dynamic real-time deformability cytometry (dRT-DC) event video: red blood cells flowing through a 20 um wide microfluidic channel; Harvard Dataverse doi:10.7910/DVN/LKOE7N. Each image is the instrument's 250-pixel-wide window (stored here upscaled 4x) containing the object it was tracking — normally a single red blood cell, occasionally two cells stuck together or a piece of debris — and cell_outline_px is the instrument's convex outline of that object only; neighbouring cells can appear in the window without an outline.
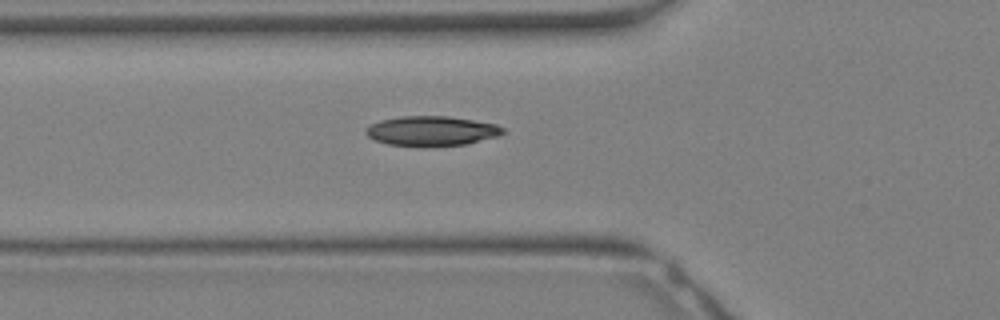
{"species": "Egyptian fruit bat (a non-hibernating species)", "species_latin": "Rousettus aegyptiacus", "temperature_condition": "warm", "stored_images_in_passage": 24, "camera_frame_rate_fps": 3000, "um_per_image_px": 0.085, "animal": {"sex": "female"}, "frame": {"image": 1, "passage_image": 3, "time_ms": 0.667, "image_size_px": [1000, 320], "cell_outline_px": [[504, 132], [496, 136], [468, 144], [420, 148], [388, 144], [376, 140], [368, 136], [364, 132], [364, 128], [380, 120], [400, 116], [448, 116], [496, 124], [504, 128]], "centroid_in_image_um": [36.64, 11.15], "position_along_channel_um": 89.2, "area_um2": 24.1}}
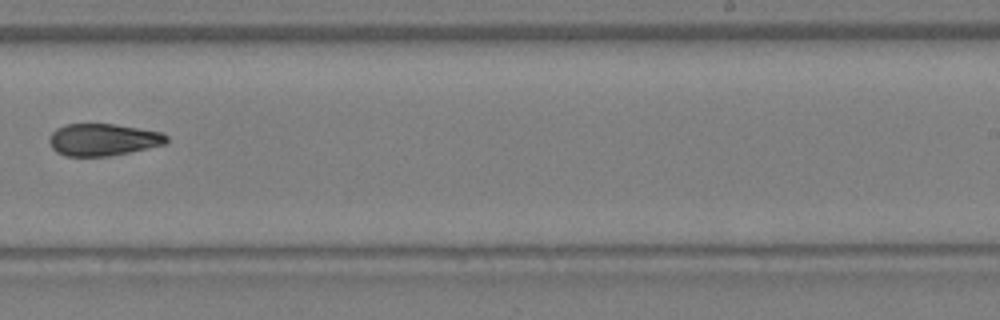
{"frame": {"image": 2, "passage_image": 12, "time_ms": 3.667, "image_size_px": [1000, 320], "cell_outline_px": [[168, 144], [108, 156], [64, 156], [56, 152], [52, 148], [48, 140], [48, 136], [56, 128], [64, 124], [112, 124], [164, 132], [168, 136]], "centroid_in_image_um": [8.75, 11.87], "position_along_channel_um": 280.2, "area_um2": 22.14}}
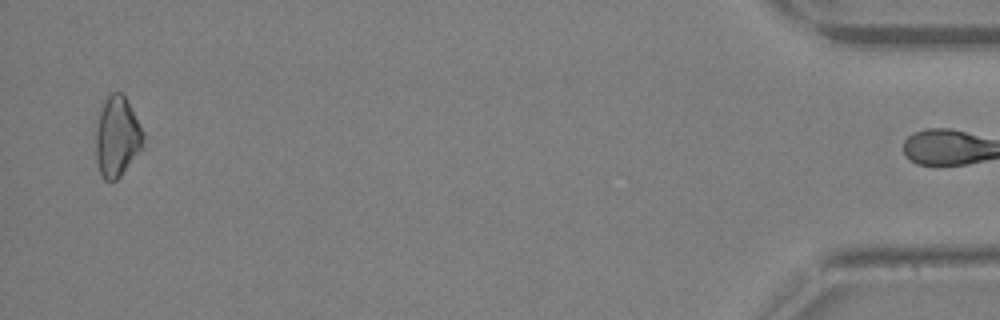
{"frame": {"image": 3, "passage_image": 23, "time_ms": 7.333, "image_size_px": [1000, 320], "cell_outline_px": [[144, 136], [140, 148], [120, 176], [116, 180], [104, 180], [100, 172], [96, 160], [96, 128], [100, 112], [104, 100], [112, 92], [120, 92], [124, 96], [144, 132]], "centroid_in_image_um": [9.92, 11.61], "position_along_channel_um": 425.3, "area_um2": 21.56}}